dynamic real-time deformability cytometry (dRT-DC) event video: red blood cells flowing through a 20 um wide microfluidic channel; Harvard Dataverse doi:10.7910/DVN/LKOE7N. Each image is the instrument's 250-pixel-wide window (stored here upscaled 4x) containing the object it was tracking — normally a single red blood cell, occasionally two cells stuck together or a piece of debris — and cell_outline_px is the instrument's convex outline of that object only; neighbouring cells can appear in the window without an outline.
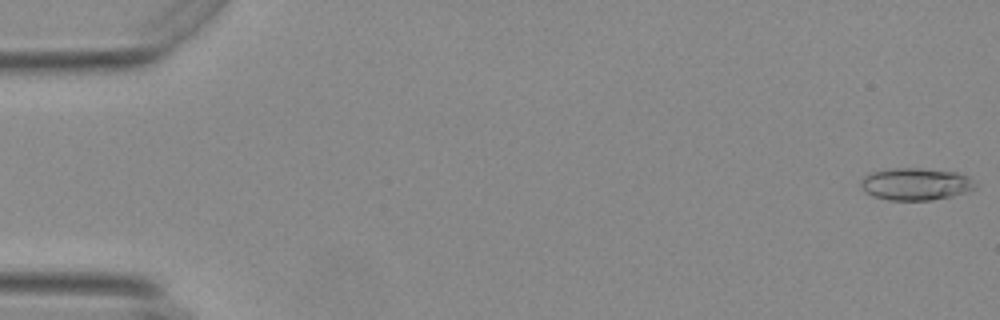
{"species": "Egyptian fruit bat (a non-hibernating species)", "species_latin": "Rousettus aegyptiacus", "temperature_condition": "warm", "stored_images_in_passage": 13, "camera_frame_rate_fps": 3000, "um_per_image_px": 0.085, "animal": {"sex": "female"}, "frame": {"image": 1, "passage_image": 1, "time_ms": 0.0, "image_size_px": [1000, 320], "cell_outline_px": [[980, 184], [976, 188], [952, 196], [932, 200], [888, 200], [872, 196], [864, 192], [860, 184], [860, 180], [864, 176], [872, 172], [892, 168], [920, 168], [956, 172], [968, 176]], "centroid_in_image_um": [77.84, 15.64], "position_along_channel_um": 7.2, "area_um2": 21.73}}